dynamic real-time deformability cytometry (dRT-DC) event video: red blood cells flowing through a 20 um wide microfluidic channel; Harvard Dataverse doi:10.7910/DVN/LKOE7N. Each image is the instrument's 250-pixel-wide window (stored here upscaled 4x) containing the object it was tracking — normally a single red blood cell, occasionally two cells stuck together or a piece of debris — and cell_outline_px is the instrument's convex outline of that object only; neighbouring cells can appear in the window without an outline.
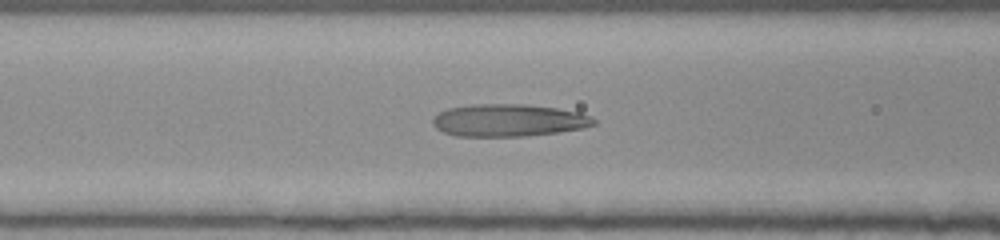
{"species": "human", "species_latin": "Homo sapiens", "temperature_condition": "room temperature", "stored_images_in_passage": 54, "camera_frame_rate_fps": 3000, "um_per_image_px": 0.085, "donor": {"sex": "female"}, "frame": {"image": 1, "passage_image": 23, "time_ms": 7.333, "image_size_px": [1000, 240], "cell_outline_px": [[596, 124], [584, 128], [556, 132], [524, 136], [456, 136], [444, 132], [436, 128], [432, 124], [432, 120], [440, 112], [448, 108], [472, 104], [528, 104], [556, 108], [580, 112], [592, 116], [596, 120]], "centroid_in_image_um": [43.25, 10.22], "position_along_channel_um": 123.3, "area_um2": 30.46}}
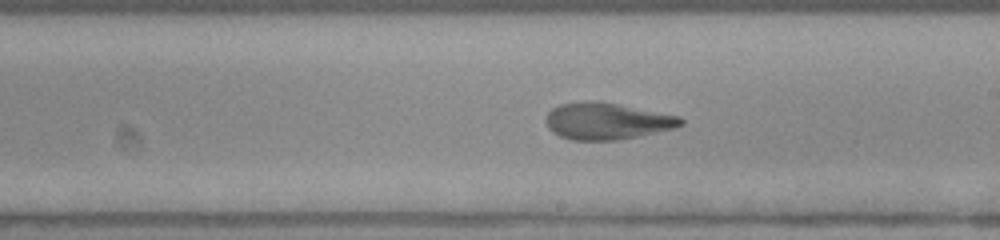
{"frame": {"image": 2, "passage_image": 32, "time_ms": 10.333, "image_size_px": [1000, 240], "cell_outline_px": [[684, 124], [672, 128], [620, 140], [572, 140], [560, 136], [552, 132], [548, 128], [544, 120], [548, 112], [552, 108], [560, 104], [588, 100], [596, 100], [680, 116], [684, 120]], "centroid_in_image_um": [51.54, 10.29], "position_along_channel_um": 237.5, "area_um2": 28.84}}
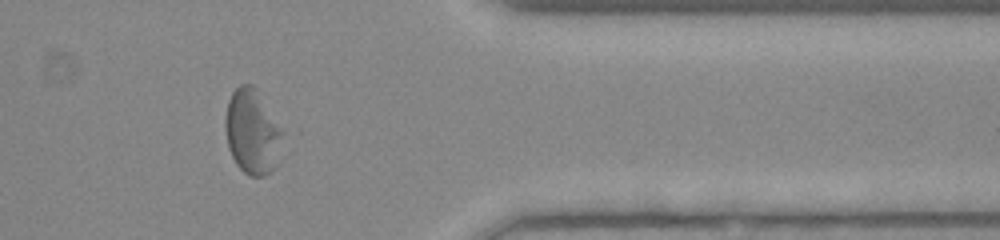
{"frame": {"image": 3, "passage_image": 45, "time_ms": 14.667, "image_size_px": [1000, 240], "cell_outline_px": [[284, 132], [272, 168], [264, 176], [248, 176], [236, 164], [228, 148], [224, 128], [224, 120], [228, 100], [232, 92], [240, 84], [252, 84], [256, 88]], "centroid_in_image_um": [21.39, 11.16], "position_along_channel_um": 390.0, "area_um2": 27.98}, "authors_computed_cell_mechanics": {"area_um2": 29.8826, "velocity_mm_per_s": 3.8196, "shape_relaxation_time_tau1_ms": null, "shape_relaxation_time_tau2_ms": 1.2017, "deformation_change_tau1": null, "deformation_change_tau2": 0.0741}}